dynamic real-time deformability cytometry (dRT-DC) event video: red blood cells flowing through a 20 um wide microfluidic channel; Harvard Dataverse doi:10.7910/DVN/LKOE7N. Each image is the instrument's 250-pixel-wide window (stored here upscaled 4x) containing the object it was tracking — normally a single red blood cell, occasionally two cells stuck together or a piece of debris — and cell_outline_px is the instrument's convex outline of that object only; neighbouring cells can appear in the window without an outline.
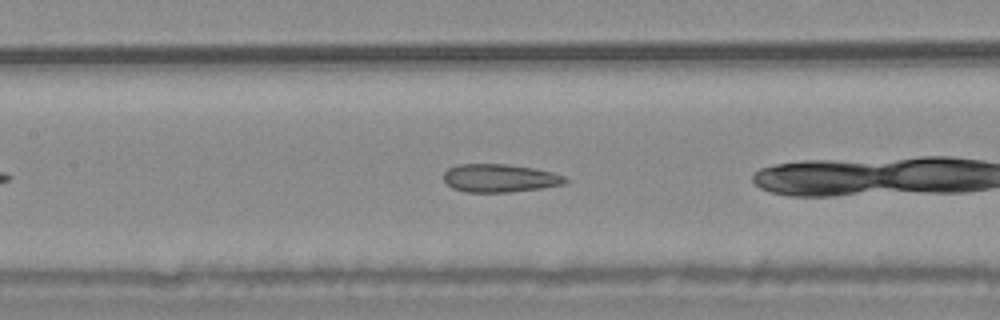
{"species": "common noctule bat (a hibernating species)", "species_latin": "Nyctalus noctula", "temperature_condition": "warm", "stored_images_in_passage": 26, "camera_frame_rate_fps": 3000, "um_per_image_px": 0.085, "animal": {"sex": "male", "body_mass_g": 20.4}, "frame": {"image": 1, "passage_image": 8, "time_ms": 2.333, "image_size_px": [1000, 320], "cell_outline_px": [[568, 180], [564, 184], [540, 188], [512, 192], [464, 192], [452, 188], [444, 180], [444, 172], [448, 168], [456, 164], [508, 164], [532, 168], [552, 172], [564, 176]], "centroid_in_image_um": [42.45, 15.14], "position_along_channel_um": 165.0, "area_um2": 19.94}}